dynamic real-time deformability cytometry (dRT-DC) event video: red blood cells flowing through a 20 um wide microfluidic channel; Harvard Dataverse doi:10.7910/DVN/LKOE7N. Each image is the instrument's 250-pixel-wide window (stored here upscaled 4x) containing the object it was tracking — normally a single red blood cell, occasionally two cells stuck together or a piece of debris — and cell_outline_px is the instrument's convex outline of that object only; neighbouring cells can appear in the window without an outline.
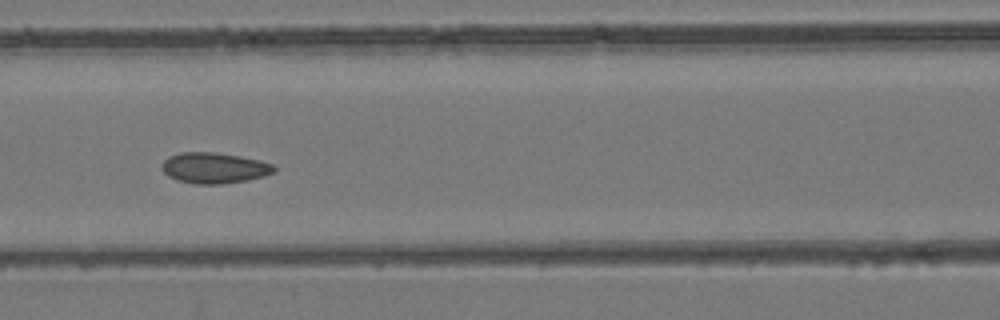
{"species": "common noctule bat (a hibernating species)", "species_latin": "Nyctalus noctula", "temperature_condition": "room temperature", "stored_images_in_passage": 9, "camera_frame_rate_fps": 3000, "um_per_image_px": 0.085, "animal": {"sex": "female", "body_mass_g": 24.6, "forearm_length_mm": 56.2}, "frame": {"image": 1, "passage_image": 7, "time_ms": 8.0, "image_size_px": [1000, 320], "cell_outline_px": [[276, 172], [264, 176], [248, 180], [220, 184], [196, 184], [180, 180], [168, 176], [160, 168], [164, 160], [168, 156], [180, 152], [216, 152], [240, 156], [260, 160], [272, 164], [276, 168]], "centroid_in_image_um": [18.22, 14.26], "position_along_channel_um": 148.4, "area_um2": 20.23}}
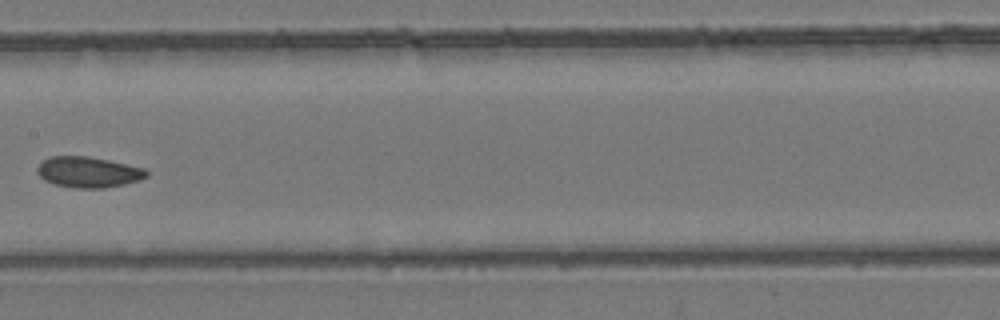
{"frame": {"image": 2, "passage_image": 8, "time_ms": 9.333, "image_size_px": [1000, 320], "cell_outline_px": [[148, 176], [140, 180], [124, 184], [104, 188], [76, 188], [52, 184], [44, 180], [36, 172], [36, 168], [48, 156], [88, 156], [108, 160], [144, 168], [148, 172]], "centroid_in_image_um": [7.48, 14.63], "position_along_channel_um": 199.9, "area_um2": 19.65}}
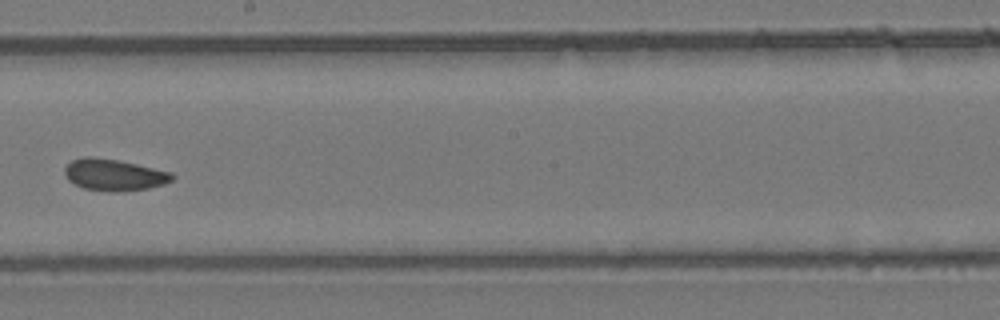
{"frame": {"image": 3, "passage_image": 9, "time_ms": 10.333, "image_size_px": [1000, 320], "cell_outline_px": [[176, 176], [172, 180], [164, 184], [148, 188], [116, 192], [112, 192], [84, 188], [68, 180], [64, 172], [64, 168], [72, 160], [88, 156], [116, 160], [136, 164], [172, 172]], "centroid_in_image_um": [9.71, 14.87], "position_along_channel_um": 238.5, "area_um2": 19.59}}